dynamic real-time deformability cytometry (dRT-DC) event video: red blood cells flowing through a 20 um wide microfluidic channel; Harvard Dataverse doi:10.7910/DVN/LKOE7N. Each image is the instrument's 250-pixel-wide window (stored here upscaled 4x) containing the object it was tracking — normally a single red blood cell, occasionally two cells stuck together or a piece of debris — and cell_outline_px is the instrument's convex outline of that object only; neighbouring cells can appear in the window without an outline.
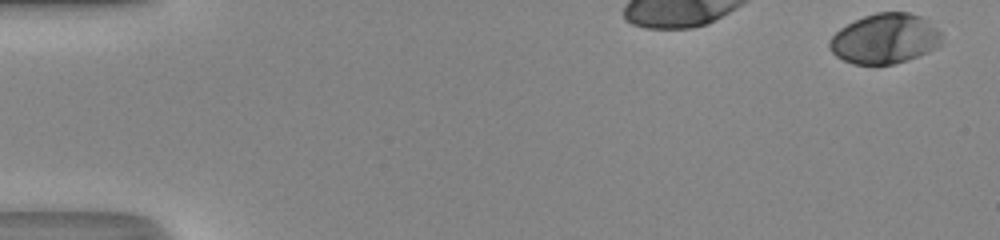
{"species": "human", "species_latin": "Homo sapiens", "temperature_condition": "room temperature", "stored_images_in_passage": 32, "camera_frame_rate_fps": 3000, "um_per_image_px": 0.085, "donor": {"sex": "male"}, "frame": {"image": 1, "passage_image": 1, "time_ms": 0.0, "image_size_px": [1000, 240], "cell_outline_px": [[940, 44], [936, 48], [928, 52], [908, 60], [892, 64], [852, 64], [836, 56], [828, 48], [828, 40], [840, 28], [864, 16], [876, 12], [908, 12], [920, 16], [928, 20], [940, 32]], "centroid_in_image_um": [75.19, 3.29], "position_along_channel_um": 9.8, "area_um2": 32.66}}
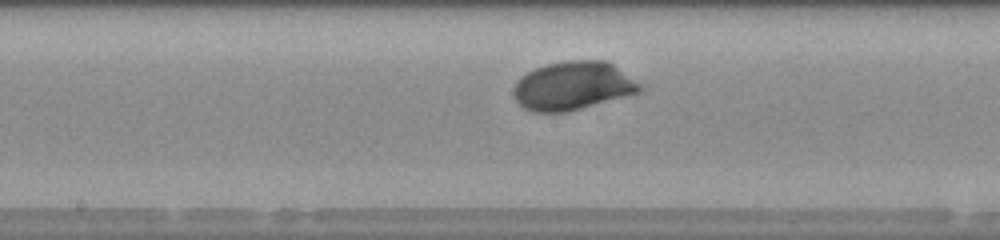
{"frame": {"image": 2, "passage_image": 19, "time_ms": 6.0, "image_size_px": [1000, 240], "cell_outline_px": [[644, 88], [640, 92], [628, 96], [568, 112], [532, 112], [524, 108], [516, 100], [512, 92], [512, 88], [520, 76], [536, 68], [548, 64], [568, 60], [608, 60], [644, 84]], "centroid_in_image_um": [48.75, 7.29], "position_along_channel_um": 199.5, "area_um2": 36.3}}
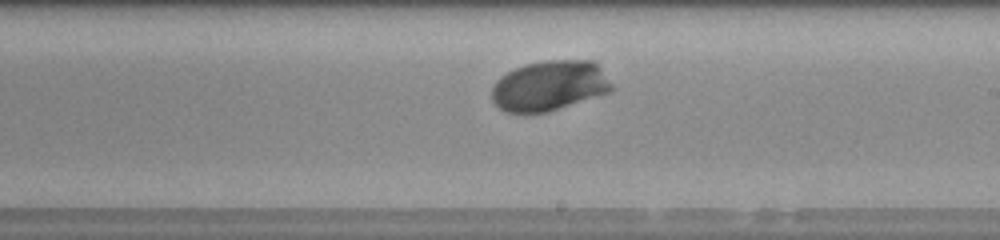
{"frame": {"image": 3, "passage_image": 22, "time_ms": 7.0, "image_size_px": [1000, 240], "cell_outline_px": [[612, 92], [548, 112], [508, 112], [500, 108], [492, 100], [492, 88], [496, 80], [500, 76], [524, 64], [548, 60], [592, 60], [600, 68], [612, 84]], "centroid_in_image_um": [46.71, 7.28], "position_along_channel_um": 242.3, "area_um2": 34.97}, "authors_computed_cell_mechanics": {"area_um2": 34.7089, "velocity_mm_per_s": 4.2922, "shape_relaxation_time_tau1_ms": 1.6826, "shape_relaxation_time_tau2_ms": null, "deformation_change_tau1": 0.1453, "deformation_change_tau2": null}}